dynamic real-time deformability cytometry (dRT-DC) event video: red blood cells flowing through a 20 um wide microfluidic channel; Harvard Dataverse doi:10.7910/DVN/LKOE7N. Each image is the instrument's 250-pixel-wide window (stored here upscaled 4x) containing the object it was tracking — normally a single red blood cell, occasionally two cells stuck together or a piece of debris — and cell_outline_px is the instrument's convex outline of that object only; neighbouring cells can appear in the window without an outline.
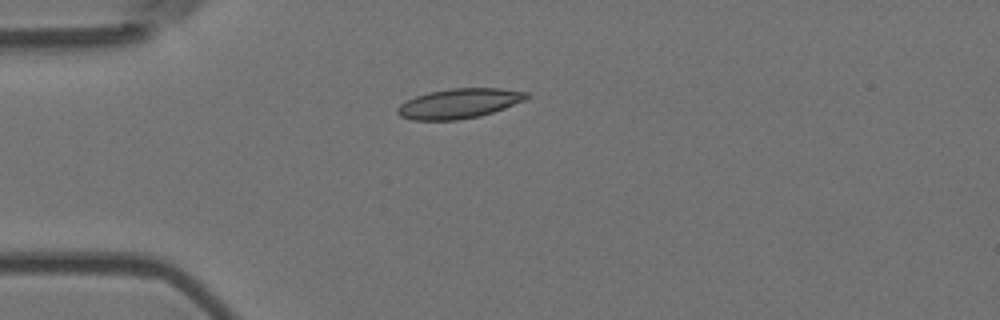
{"species": "Egyptian fruit bat (a non-hibernating species)", "species_latin": "Rousettus aegyptiacus", "temperature_condition": "room temperature", "stored_images_in_passage": 6, "camera_frame_rate_fps": 3000, "um_per_image_px": 0.085, "animal": {"sex": "female"}, "frame": {"image": 1, "passage_image": 1, "time_ms": 0.0, "image_size_px": [1000, 320], "cell_outline_px": [[528, 96], [524, 100], [504, 108], [480, 116], [456, 120], [412, 120], [400, 116], [396, 112], [396, 108], [400, 104], [416, 96], [428, 92], [452, 88], [500, 88], [528, 92]], "centroid_in_image_um": [38.99, 8.79], "position_along_channel_um": 46.0, "area_um2": 22.31}}
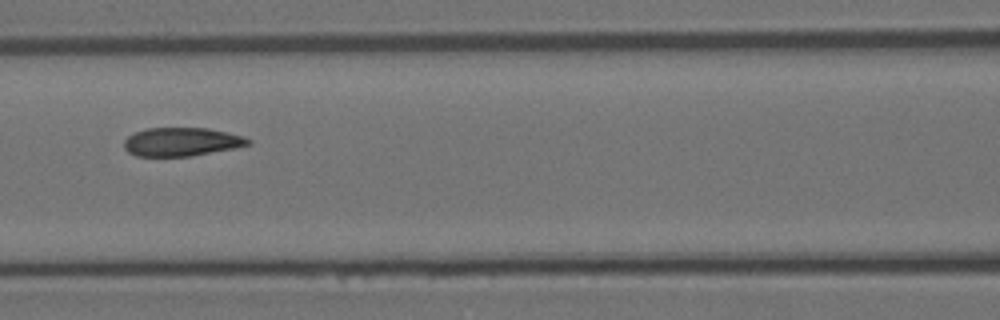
{"frame": {"image": 2, "passage_image": 4, "time_ms": 1.0, "image_size_px": [1000, 320], "cell_outline_px": [[252, 140], [248, 144], [232, 148], [192, 156], [136, 156], [128, 152], [124, 148], [124, 140], [128, 136], [136, 132], [148, 128], [208, 128], [244, 136]], "centroid_in_image_um": [15.4, 12.05], "position_along_channel_um": 151.2, "area_um2": 20.46}}
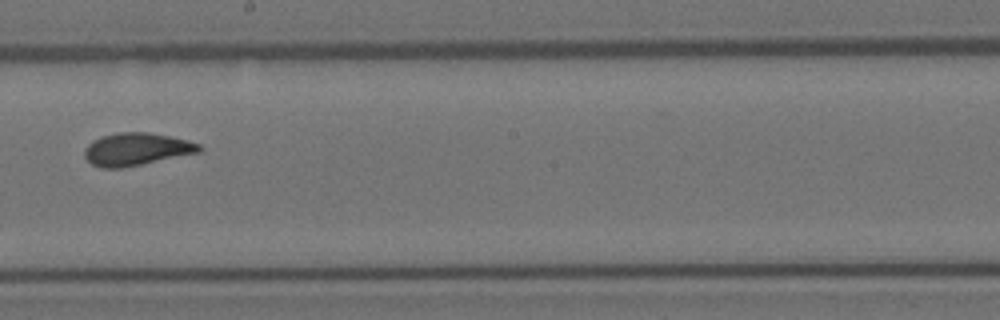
{"frame": {"image": 3, "passage_image": 6, "time_ms": 1.667, "image_size_px": [1000, 320], "cell_outline_px": [[204, 148], [200, 152], [120, 168], [100, 168], [92, 164], [84, 156], [84, 148], [92, 140], [100, 136], [120, 132], [148, 132], [188, 140], [200, 144]], "centroid_in_image_um": [11.58, 12.67], "position_along_channel_um": 236.6, "area_um2": 21.73}}